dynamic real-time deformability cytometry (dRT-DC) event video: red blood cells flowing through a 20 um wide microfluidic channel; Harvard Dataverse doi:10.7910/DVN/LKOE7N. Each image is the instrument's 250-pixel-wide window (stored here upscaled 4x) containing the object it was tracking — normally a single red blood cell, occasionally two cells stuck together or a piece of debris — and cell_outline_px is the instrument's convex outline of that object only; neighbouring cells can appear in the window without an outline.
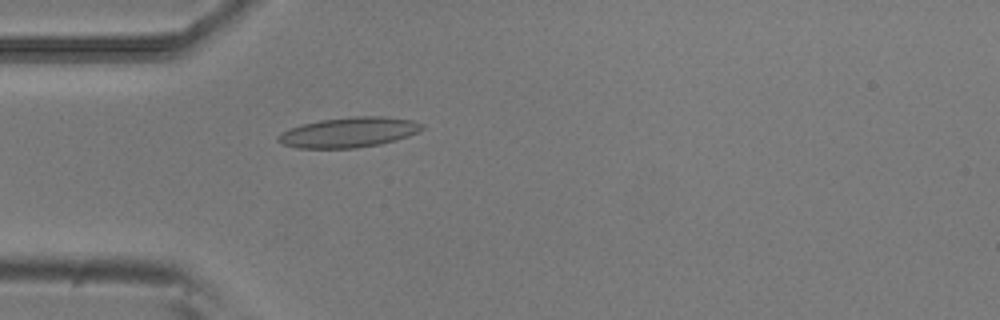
{"species": "common noctule bat (a hibernating species)", "species_latin": "Nyctalus noctula", "temperature_condition": "room temperature", "stored_images_in_passage": 52, "camera_frame_rate_fps": 3000, "um_per_image_px": 0.085, "animal": {"sex": "male", "body_mass_g": 20.5, "forearm_length_mm": 52.5}, "frame": {"image": 1, "passage_image": 15, "time_ms": 4.667, "image_size_px": [1000, 320], "cell_outline_px": [[424, 128], [420, 132], [396, 140], [380, 144], [356, 148], [296, 148], [284, 144], [276, 140], [276, 136], [280, 132], [288, 128], [300, 124], [320, 120], [348, 116], [384, 116], [412, 120], [424, 124]], "centroid_in_image_um": [29.64, 11.24], "position_along_channel_um": 55.4, "area_um2": 25.66}}
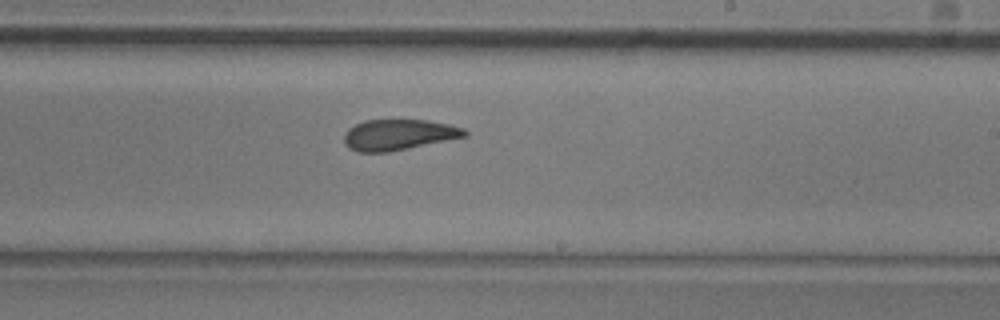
{"frame": {"image": 2, "passage_image": 31, "time_ms": 10.0, "image_size_px": [1000, 320], "cell_outline_px": [[468, 136], [388, 152], [356, 152], [348, 148], [344, 144], [344, 136], [348, 128], [364, 120], [428, 120], [448, 124], [464, 128], [468, 132]], "centroid_in_image_um": [33.87, 11.45], "position_along_channel_um": 255.1, "area_um2": 21.68}}
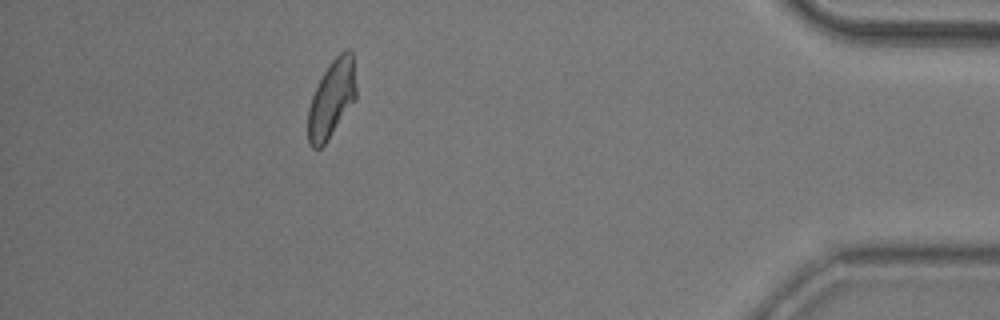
{"frame": {"image": 3, "passage_image": 47, "time_ms": 15.333, "image_size_px": [1000, 320], "cell_outline_px": [[356, 100], [324, 144], [320, 148], [312, 148], [308, 144], [308, 108], [312, 96], [328, 64], [344, 48], [348, 48], [352, 52], [356, 88]], "centroid_in_image_um": [28.2, 8.39], "position_along_channel_um": 407.0, "area_um2": 21.68}, "authors_computed_cell_mechanics": {"area_um2": 22.6287, "velocity_mm_per_s": 3.8224, "shape_relaxation_time_tau1_ms": 6.312, "shape_relaxation_time_tau2_ms": 1.4088, "deformation_change_tau1": 0.1524, "deformation_change_tau2": 0.0816}}